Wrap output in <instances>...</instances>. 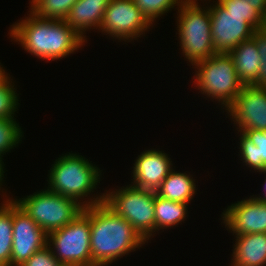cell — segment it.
<instances>
[{
	"instance_id": "cell-1",
	"label": "cell",
	"mask_w": 266,
	"mask_h": 266,
	"mask_svg": "<svg viewBox=\"0 0 266 266\" xmlns=\"http://www.w3.org/2000/svg\"><path fill=\"white\" fill-rule=\"evenodd\" d=\"M25 19L13 24L9 35L19 42L28 53L47 61L66 58L85 46L80 37L65 20L46 19L33 12Z\"/></svg>"
},
{
	"instance_id": "cell-2",
	"label": "cell",
	"mask_w": 266,
	"mask_h": 266,
	"mask_svg": "<svg viewBox=\"0 0 266 266\" xmlns=\"http://www.w3.org/2000/svg\"><path fill=\"white\" fill-rule=\"evenodd\" d=\"M90 229L92 266H108L146 243L126 219L104 202L90 206Z\"/></svg>"
},
{
	"instance_id": "cell-3",
	"label": "cell",
	"mask_w": 266,
	"mask_h": 266,
	"mask_svg": "<svg viewBox=\"0 0 266 266\" xmlns=\"http://www.w3.org/2000/svg\"><path fill=\"white\" fill-rule=\"evenodd\" d=\"M91 162L77 153L62 154L49 170L47 189L66 198L74 199L83 208L104 202V193L94 196L93 199L90 197L87 201L85 200V197H89L100 183L102 173Z\"/></svg>"
},
{
	"instance_id": "cell-4",
	"label": "cell",
	"mask_w": 266,
	"mask_h": 266,
	"mask_svg": "<svg viewBox=\"0 0 266 266\" xmlns=\"http://www.w3.org/2000/svg\"><path fill=\"white\" fill-rule=\"evenodd\" d=\"M198 0H184L178 8L177 31L180 47L189 63L205 60L216 53L211 36V12Z\"/></svg>"
},
{
	"instance_id": "cell-5",
	"label": "cell",
	"mask_w": 266,
	"mask_h": 266,
	"mask_svg": "<svg viewBox=\"0 0 266 266\" xmlns=\"http://www.w3.org/2000/svg\"><path fill=\"white\" fill-rule=\"evenodd\" d=\"M195 66V67H193ZM194 82L199 92L216 99L227 108L241 92L243 84L238 79L233 59L228 53H215L211 57L192 65Z\"/></svg>"
},
{
	"instance_id": "cell-6",
	"label": "cell",
	"mask_w": 266,
	"mask_h": 266,
	"mask_svg": "<svg viewBox=\"0 0 266 266\" xmlns=\"http://www.w3.org/2000/svg\"><path fill=\"white\" fill-rule=\"evenodd\" d=\"M104 203L126 219L148 243L155 234V192L131 184L104 193Z\"/></svg>"
},
{
	"instance_id": "cell-7",
	"label": "cell",
	"mask_w": 266,
	"mask_h": 266,
	"mask_svg": "<svg viewBox=\"0 0 266 266\" xmlns=\"http://www.w3.org/2000/svg\"><path fill=\"white\" fill-rule=\"evenodd\" d=\"M90 207L69 224L47 235V245L62 265L92 266Z\"/></svg>"
},
{
	"instance_id": "cell-8",
	"label": "cell",
	"mask_w": 266,
	"mask_h": 266,
	"mask_svg": "<svg viewBox=\"0 0 266 266\" xmlns=\"http://www.w3.org/2000/svg\"><path fill=\"white\" fill-rule=\"evenodd\" d=\"M48 235L72 222L83 207L74 199L48 189L14 200Z\"/></svg>"
},
{
	"instance_id": "cell-9",
	"label": "cell",
	"mask_w": 266,
	"mask_h": 266,
	"mask_svg": "<svg viewBox=\"0 0 266 266\" xmlns=\"http://www.w3.org/2000/svg\"><path fill=\"white\" fill-rule=\"evenodd\" d=\"M209 9L216 53H229L243 41L251 39L254 30L260 28L248 15L229 14L217 0Z\"/></svg>"
},
{
	"instance_id": "cell-10",
	"label": "cell",
	"mask_w": 266,
	"mask_h": 266,
	"mask_svg": "<svg viewBox=\"0 0 266 266\" xmlns=\"http://www.w3.org/2000/svg\"><path fill=\"white\" fill-rule=\"evenodd\" d=\"M152 24L133 0H110L99 31L113 39L128 42L145 34Z\"/></svg>"
},
{
	"instance_id": "cell-11",
	"label": "cell",
	"mask_w": 266,
	"mask_h": 266,
	"mask_svg": "<svg viewBox=\"0 0 266 266\" xmlns=\"http://www.w3.org/2000/svg\"><path fill=\"white\" fill-rule=\"evenodd\" d=\"M238 131H266V89L243 85L236 99L226 108Z\"/></svg>"
},
{
	"instance_id": "cell-12",
	"label": "cell",
	"mask_w": 266,
	"mask_h": 266,
	"mask_svg": "<svg viewBox=\"0 0 266 266\" xmlns=\"http://www.w3.org/2000/svg\"><path fill=\"white\" fill-rule=\"evenodd\" d=\"M47 245V234L13 199L11 266H21Z\"/></svg>"
},
{
	"instance_id": "cell-13",
	"label": "cell",
	"mask_w": 266,
	"mask_h": 266,
	"mask_svg": "<svg viewBox=\"0 0 266 266\" xmlns=\"http://www.w3.org/2000/svg\"><path fill=\"white\" fill-rule=\"evenodd\" d=\"M221 217L233 235L266 233V202L255 199L254 195L231 204Z\"/></svg>"
},
{
	"instance_id": "cell-14",
	"label": "cell",
	"mask_w": 266,
	"mask_h": 266,
	"mask_svg": "<svg viewBox=\"0 0 266 266\" xmlns=\"http://www.w3.org/2000/svg\"><path fill=\"white\" fill-rule=\"evenodd\" d=\"M171 158L164 151L151 149L138 155L133 166V186L156 192L173 169Z\"/></svg>"
},
{
	"instance_id": "cell-15",
	"label": "cell",
	"mask_w": 266,
	"mask_h": 266,
	"mask_svg": "<svg viewBox=\"0 0 266 266\" xmlns=\"http://www.w3.org/2000/svg\"><path fill=\"white\" fill-rule=\"evenodd\" d=\"M109 1L110 0H78L70 9L65 22L82 37V39L86 40L85 32L87 30H99Z\"/></svg>"
},
{
	"instance_id": "cell-16",
	"label": "cell",
	"mask_w": 266,
	"mask_h": 266,
	"mask_svg": "<svg viewBox=\"0 0 266 266\" xmlns=\"http://www.w3.org/2000/svg\"><path fill=\"white\" fill-rule=\"evenodd\" d=\"M232 261L236 266H266V233L235 236Z\"/></svg>"
},
{
	"instance_id": "cell-17",
	"label": "cell",
	"mask_w": 266,
	"mask_h": 266,
	"mask_svg": "<svg viewBox=\"0 0 266 266\" xmlns=\"http://www.w3.org/2000/svg\"><path fill=\"white\" fill-rule=\"evenodd\" d=\"M228 54L233 59L240 82L243 85H252L257 79L262 62L256 41L253 38L245 40Z\"/></svg>"
},
{
	"instance_id": "cell-18",
	"label": "cell",
	"mask_w": 266,
	"mask_h": 266,
	"mask_svg": "<svg viewBox=\"0 0 266 266\" xmlns=\"http://www.w3.org/2000/svg\"><path fill=\"white\" fill-rule=\"evenodd\" d=\"M240 132L241 161L257 172L266 169V131L250 129Z\"/></svg>"
},
{
	"instance_id": "cell-19",
	"label": "cell",
	"mask_w": 266,
	"mask_h": 266,
	"mask_svg": "<svg viewBox=\"0 0 266 266\" xmlns=\"http://www.w3.org/2000/svg\"><path fill=\"white\" fill-rule=\"evenodd\" d=\"M195 179L186 172H177L174 169L161 183L156 194L175 202L190 203L196 191Z\"/></svg>"
},
{
	"instance_id": "cell-20",
	"label": "cell",
	"mask_w": 266,
	"mask_h": 266,
	"mask_svg": "<svg viewBox=\"0 0 266 266\" xmlns=\"http://www.w3.org/2000/svg\"><path fill=\"white\" fill-rule=\"evenodd\" d=\"M187 207L188 203L165 199L155 192V233L183 222L187 217Z\"/></svg>"
},
{
	"instance_id": "cell-21",
	"label": "cell",
	"mask_w": 266,
	"mask_h": 266,
	"mask_svg": "<svg viewBox=\"0 0 266 266\" xmlns=\"http://www.w3.org/2000/svg\"><path fill=\"white\" fill-rule=\"evenodd\" d=\"M0 206V266H11L13 243V199L4 198Z\"/></svg>"
},
{
	"instance_id": "cell-22",
	"label": "cell",
	"mask_w": 266,
	"mask_h": 266,
	"mask_svg": "<svg viewBox=\"0 0 266 266\" xmlns=\"http://www.w3.org/2000/svg\"><path fill=\"white\" fill-rule=\"evenodd\" d=\"M78 0H32L29 10L39 17L65 20L70 9Z\"/></svg>"
},
{
	"instance_id": "cell-23",
	"label": "cell",
	"mask_w": 266,
	"mask_h": 266,
	"mask_svg": "<svg viewBox=\"0 0 266 266\" xmlns=\"http://www.w3.org/2000/svg\"><path fill=\"white\" fill-rule=\"evenodd\" d=\"M8 75L6 71L0 73V119H14L19 105V94L14 88V81Z\"/></svg>"
},
{
	"instance_id": "cell-24",
	"label": "cell",
	"mask_w": 266,
	"mask_h": 266,
	"mask_svg": "<svg viewBox=\"0 0 266 266\" xmlns=\"http://www.w3.org/2000/svg\"><path fill=\"white\" fill-rule=\"evenodd\" d=\"M23 131L14 119H0V161L3 155L21 143Z\"/></svg>"
},
{
	"instance_id": "cell-25",
	"label": "cell",
	"mask_w": 266,
	"mask_h": 266,
	"mask_svg": "<svg viewBox=\"0 0 266 266\" xmlns=\"http://www.w3.org/2000/svg\"><path fill=\"white\" fill-rule=\"evenodd\" d=\"M184 0H133L148 21L153 25L156 19L175 6H180ZM172 8V9H171Z\"/></svg>"
},
{
	"instance_id": "cell-26",
	"label": "cell",
	"mask_w": 266,
	"mask_h": 266,
	"mask_svg": "<svg viewBox=\"0 0 266 266\" xmlns=\"http://www.w3.org/2000/svg\"><path fill=\"white\" fill-rule=\"evenodd\" d=\"M218 2L229 14L248 15L261 28L263 16L246 0H218Z\"/></svg>"
},
{
	"instance_id": "cell-27",
	"label": "cell",
	"mask_w": 266,
	"mask_h": 266,
	"mask_svg": "<svg viewBox=\"0 0 266 266\" xmlns=\"http://www.w3.org/2000/svg\"><path fill=\"white\" fill-rule=\"evenodd\" d=\"M252 38L256 41L257 50L261 57V64L253 86L266 89V31L262 28L254 30Z\"/></svg>"
},
{
	"instance_id": "cell-28",
	"label": "cell",
	"mask_w": 266,
	"mask_h": 266,
	"mask_svg": "<svg viewBox=\"0 0 266 266\" xmlns=\"http://www.w3.org/2000/svg\"><path fill=\"white\" fill-rule=\"evenodd\" d=\"M62 264L54 257L50 247L44 246L36 251L30 259L21 266H61Z\"/></svg>"
},
{
	"instance_id": "cell-29",
	"label": "cell",
	"mask_w": 266,
	"mask_h": 266,
	"mask_svg": "<svg viewBox=\"0 0 266 266\" xmlns=\"http://www.w3.org/2000/svg\"><path fill=\"white\" fill-rule=\"evenodd\" d=\"M251 7L257 10L262 16L266 12V0H246Z\"/></svg>"
},
{
	"instance_id": "cell-30",
	"label": "cell",
	"mask_w": 266,
	"mask_h": 266,
	"mask_svg": "<svg viewBox=\"0 0 266 266\" xmlns=\"http://www.w3.org/2000/svg\"><path fill=\"white\" fill-rule=\"evenodd\" d=\"M260 172H261V174L262 173L265 174L266 173V169L264 171H260ZM263 189H265V191L263 193V196H260V194H259V196L256 195L254 198L259 200V201H261V202H266V180L264 182V188Z\"/></svg>"
},
{
	"instance_id": "cell-31",
	"label": "cell",
	"mask_w": 266,
	"mask_h": 266,
	"mask_svg": "<svg viewBox=\"0 0 266 266\" xmlns=\"http://www.w3.org/2000/svg\"><path fill=\"white\" fill-rule=\"evenodd\" d=\"M4 162H1L0 161V188H2L1 186H2V181L4 182V180H3V178H4V174L3 173H5V171H4ZM3 177V178H2Z\"/></svg>"
},
{
	"instance_id": "cell-32",
	"label": "cell",
	"mask_w": 266,
	"mask_h": 266,
	"mask_svg": "<svg viewBox=\"0 0 266 266\" xmlns=\"http://www.w3.org/2000/svg\"><path fill=\"white\" fill-rule=\"evenodd\" d=\"M261 28L266 31V12L263 16V22H262Z\"/></svg>"
},
{
	"instance_id": "cell-33",
	"label": "cell",
	"mask_w": 266,
	"mask_h": 266,
	"mask_svg": "<svg viewBox=\"0 0 266 266\" xmlns=\"http://www.w3.org/2000/svg\"><path fill=\"white\" fill-rule=\"evenodd\" d=\"M1 64V63H0ZM2 66V64L0 65V73H2V72H4L5 70L3 69V66Z\"/></svg>"
}]
</instances>
